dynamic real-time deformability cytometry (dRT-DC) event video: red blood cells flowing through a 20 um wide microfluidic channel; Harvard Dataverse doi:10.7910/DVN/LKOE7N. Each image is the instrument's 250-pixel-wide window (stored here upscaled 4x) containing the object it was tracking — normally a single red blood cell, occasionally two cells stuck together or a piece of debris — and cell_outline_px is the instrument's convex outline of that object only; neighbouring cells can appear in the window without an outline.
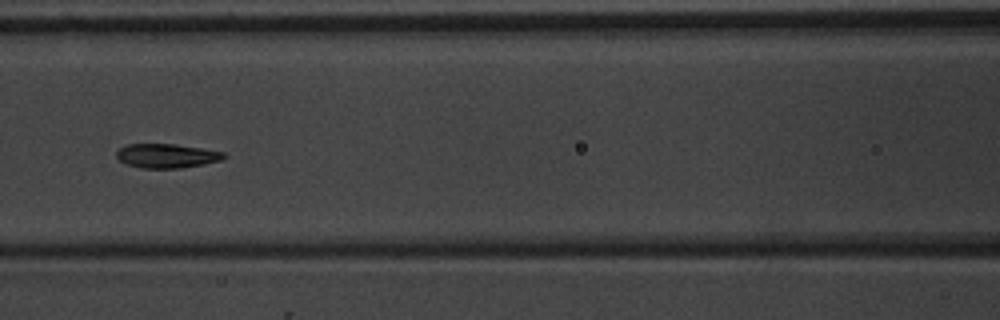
{"species": "common noctule bat (a hibernating species)", "species_latin": "Nyctalus noctula", "temperature_condition": "warm", "stored_images_in_passage": 8, "camera_frame_rate_fps": 3000, "um_per_image_px": 0.085, "animal": {"sex": "male", "body_mass_g": 20.1, "forearm_length_mm": 53.5}, "frame": {"image": 1, "passage_image": 6, "time_ms": 6.667, "image_size_px": [1000, 320], "cell_outline_px": [[228, 156], [220, 160], [204, 164], [180, 168], [140, 168], [128, 164], [120, 160], [116, 156], [116, 152], [120, 148], [128, 144], [176, 144], [224, 152]], "centroid_in_image_um": [14.18, 13.24], "position_along_channel_um": 152.4, "area_um2": 15.03}}
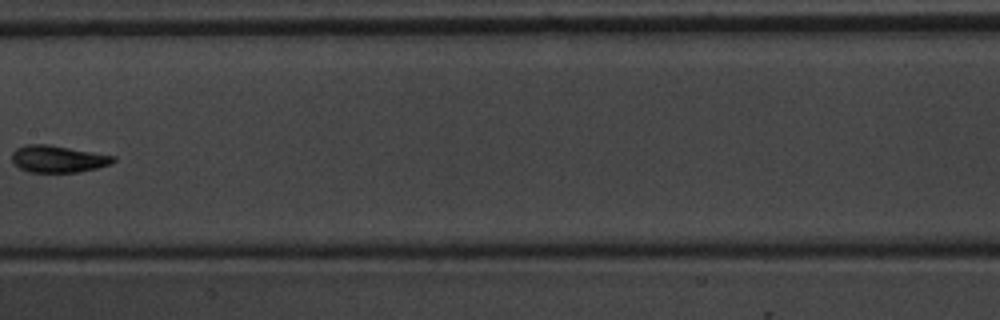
{"frame": {"image": 2, "passage_image": 7, "time_ms": 8.0, "image_size_px": [1000, 320], "cell_outline_px": [[116, 160], [112, 164], [80, 172], [28, 172], [20, 168], [12, 160], [12, 152], [16, 148], [24, 144], [48, 144], [116, 156]], "centroid_in_image_um": [4.94, 13.5], "position_along_channel_um": 202.5, "area_um2": 16.01}}
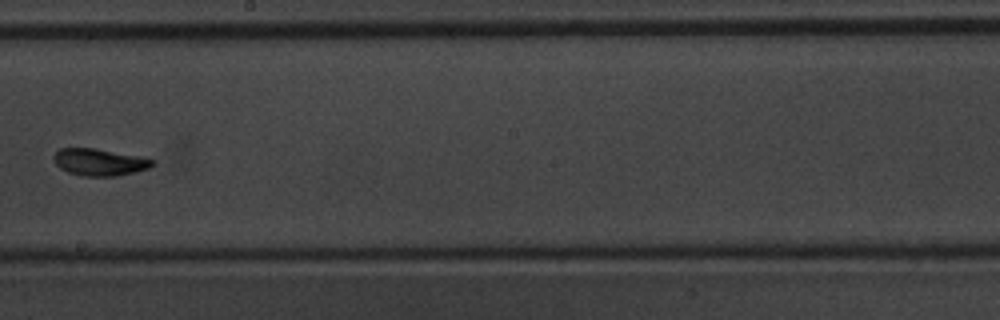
{"frame": {"image": 3, "passage_image": 8, "time_ms": 9.0, "image_size_px": [1000, 320], "cell_outline_px": [[156, 164], [148, 168], [136, 172], [116, 176], [80, 176], [68, 172], [60, 168], [56, 164], [52, 156], [60, 148], [92, 148], [140, 156], [156, 160]], "centroid_in_image_um": [8.47, 13.79], "position_along_channel_um": 239.7, "area_um2": 15.61}}